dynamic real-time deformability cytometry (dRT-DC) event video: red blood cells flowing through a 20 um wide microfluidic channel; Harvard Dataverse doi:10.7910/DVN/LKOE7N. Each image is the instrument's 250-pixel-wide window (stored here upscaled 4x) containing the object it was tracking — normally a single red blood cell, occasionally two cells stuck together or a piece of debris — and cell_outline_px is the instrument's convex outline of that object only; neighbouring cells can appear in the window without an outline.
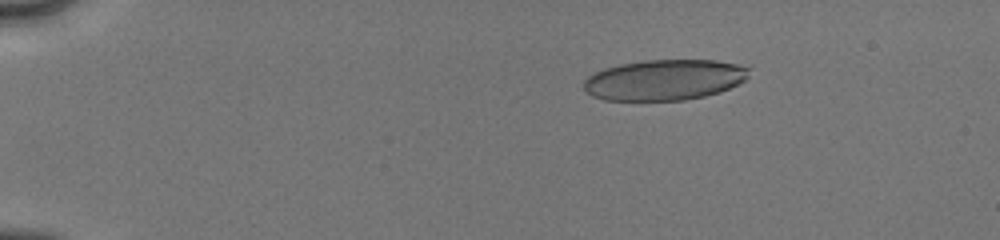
{"species": "human", "species_latin": "Homo sapiens", "temperature_condition": "cold", "stored_images_in_passage": 4, "camera_frame_rate_fps": 3000, "um_per_image_px": 0.085, "donor": {"sex": "male"}, "frame": {"image": 1, "passage_image": 1, "time_ms": 0.0, "image_size_px": [1000, 240], "cell_outline_px": [[752, 68], [748, 76], [744, 80], [720, 92], [704, 96], [684, 100], [604, 100], [592, 96], [584, 88], [584, 80], [588, 76], [604, 68], [620, 64], [644, 60], [716, 60], [736, 64]], "centroid_in_image_um": [56.48, 6.78], "position_along_channel_um": 28.5, "area_um2": 39.13}}